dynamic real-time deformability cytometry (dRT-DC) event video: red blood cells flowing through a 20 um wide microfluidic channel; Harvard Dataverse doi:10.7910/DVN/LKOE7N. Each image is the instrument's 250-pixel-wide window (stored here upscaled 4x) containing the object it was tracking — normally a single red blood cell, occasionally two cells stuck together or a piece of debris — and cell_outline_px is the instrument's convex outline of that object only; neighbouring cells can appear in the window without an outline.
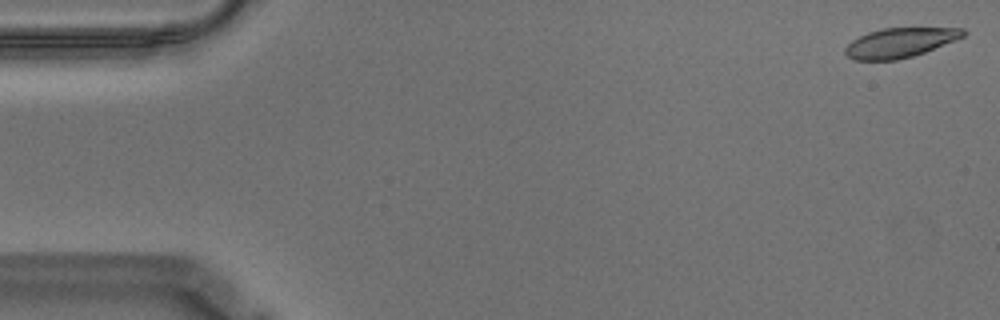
{"species": "Egyptian fruit bat (a non-hibernating species)", "species_latin": "Rousettus aegyptiacus", "temperature_condition": "warm", "stored_images_in_passage": 57, "camera_frame_rate_fps": 3000, "um_per_image_px": 0.085, "animal": {"sex": "male"}, "frame": {"image": 1, "passage_image": 1, "time_ms": 0.0, "image_size_px": [1000, 320], "cell_outline_px": [[968, 32], [964, 36], [956, 40], [924, 52], [912, 56], [896, 60], [852, 60], [844, 52], [844, 48], [852, 40], [868, 32], [880, 28], [964, 28]], "centroid_in_image_um": [76.49, 3.62], "position_along_channel_um": 8.5, "area_um2": 20.35}}
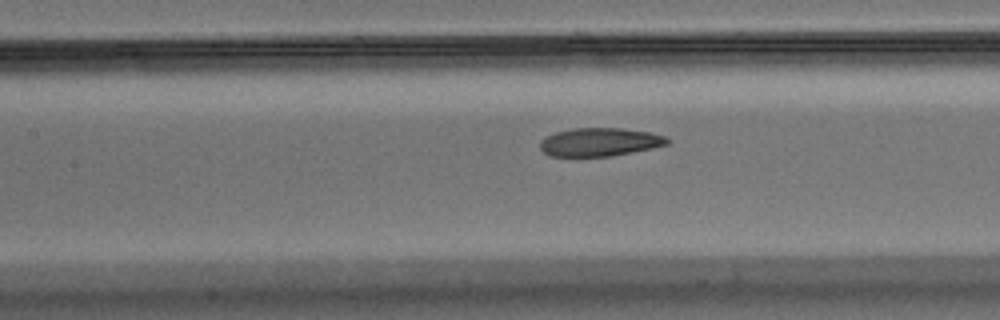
{"frame": {"image": 2, "passage_image": 25, "time_ms": 8.0, "image_size_px": [1000, 320], "cell_outline_px": [[672, 140], [668, 144], [652, 148], [612, 156], [548, 156], [540, 148], [540, 140], [544, 136], [556, 132], [572, 128], [620, 128], [648, 132], [664, 136]], "centroid_in_image_um": [50.95, 12.07], "position_along_channel_um": 156.4, "area_um2": 21.04}}
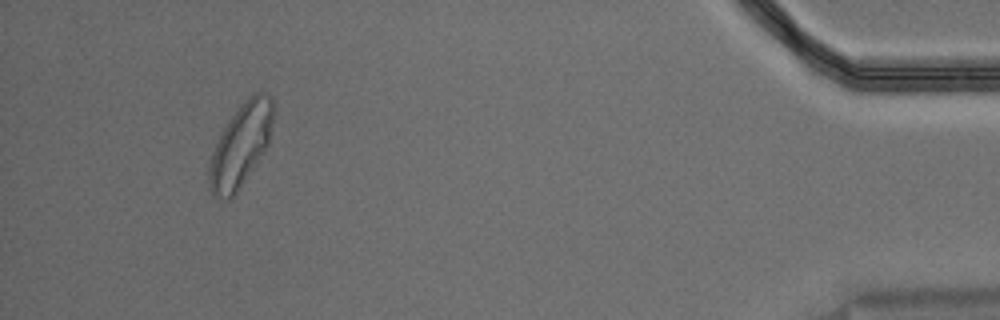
{"frame": {"image": 3, "passage_image": 53, "time_ms": 17.333, "image_size_px": [1000, 320], "cell_outline_px": [[272, 124], [268, 144], [236, 196], [228, 200], [212, 196], [208, 188], [208, 164], [212, 152], [220, 132], [240, 104], [252, 92], [260, 88], [272, 96]], "centroid_in_image_um": [20.43, 12.35], "position_along_channel_um": 414.8, "area_um2": 31.56}, "authors_computed_cell_mechanics": {"area_um2": 22.0218, "velocity_mm_per_s": 3.4979, "shape_relaxation_time_tau1_ms": 4.6154, "shape_relaxation_time_tau2_ms": 2.2123, "deformation_change_tau1": 0.1742, "deformation_change_tau2": 0.0825}}